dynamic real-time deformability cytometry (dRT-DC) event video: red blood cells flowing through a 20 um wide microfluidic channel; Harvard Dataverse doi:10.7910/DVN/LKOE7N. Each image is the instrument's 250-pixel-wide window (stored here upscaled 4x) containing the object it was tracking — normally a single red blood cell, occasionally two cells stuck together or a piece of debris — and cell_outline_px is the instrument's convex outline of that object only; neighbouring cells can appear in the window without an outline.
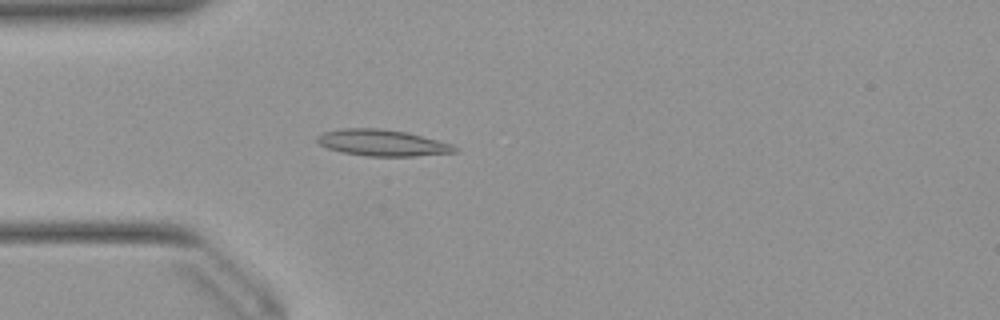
{"species": "Egyptian fruit bat (a non-hibernating species)", "species_latin": "Rousettus aegyptiacus", "temperature_condition": "warm", "stored_images_in_passage": 47, "camera_frame_rate_fps": 3000, "um_per_image_px": 0.085, "animal": {"sex": "female"}, "frame": {"image": 1, "passage_image": 10, "time_ms": 3.0, "image_size_px": [1000, 320], "cell_outline_px": [[460, 148], [456, 152], [412, 156], [368, 156], [340, 152], [328, 148], [320, 144], [316, 140], [316, 136], [324, 132], [344, 128], [380, 128], [408, 132], [452, 144]], "centroid_in_image_um": [32.5, 12.13], "position_along_channel_um": 52.5, "area_um2": 21.15}}
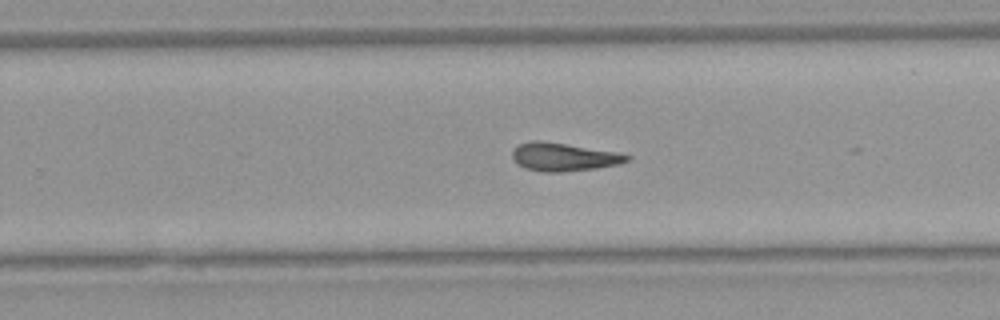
{"frame": {"image": 2, "passage_image": 28, "time_ms": 9.0, "image_size_px": [1000, 320], "cell_outline_px": [[632, 156], [628, 160], [620, 164], [596, 168], [560, 172], [544, 172], [524, 168], [516, 164], [512, 156], [512, 152], [520, 144], [532, 140], [540, 140], [616, 152]], "centroid_in_image_um": [47.89, 13.35], "position_along_channel_um": 281.9, "area_um2": 18.67}}
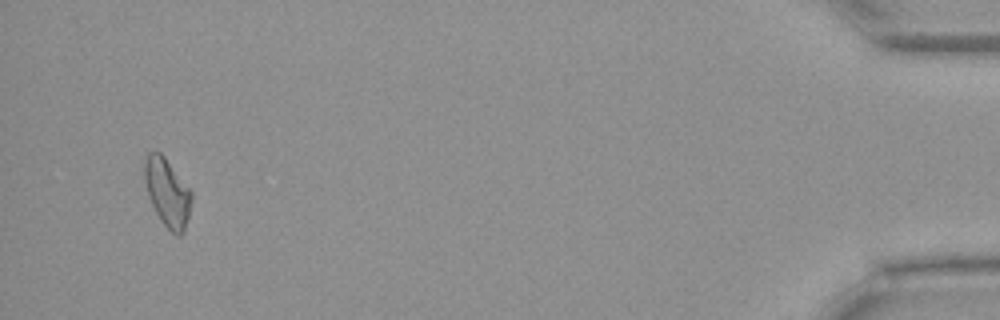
{"frame": {"image": 3, "passage_image": 45, "time_ms": 14.667, "image_size_px": [1000, 320], "cell_outline_px": [[192, 200], [184, 232], [180, 236], [176, 236], [160, 220], [148, 196], [144, 180], [144, 160], [148, 152], [160, 152], [164, 156], [192, 192]], "centroid_in_image_um": [14.21, 16.36], "position_along_channel_um": 421.0, "area_um2": 18.55}, "authors_computed_cell_mechanics": {"area_um2": 18.9006, "velocity_mm_per_s": 3.9455, "shape_relaxation_time_tau1_ms": null, "shape_relaxation_time_tau2_ms": 7.429, "deformation_change_tau1": null, "deformation_change_tau2": 0.1624}}